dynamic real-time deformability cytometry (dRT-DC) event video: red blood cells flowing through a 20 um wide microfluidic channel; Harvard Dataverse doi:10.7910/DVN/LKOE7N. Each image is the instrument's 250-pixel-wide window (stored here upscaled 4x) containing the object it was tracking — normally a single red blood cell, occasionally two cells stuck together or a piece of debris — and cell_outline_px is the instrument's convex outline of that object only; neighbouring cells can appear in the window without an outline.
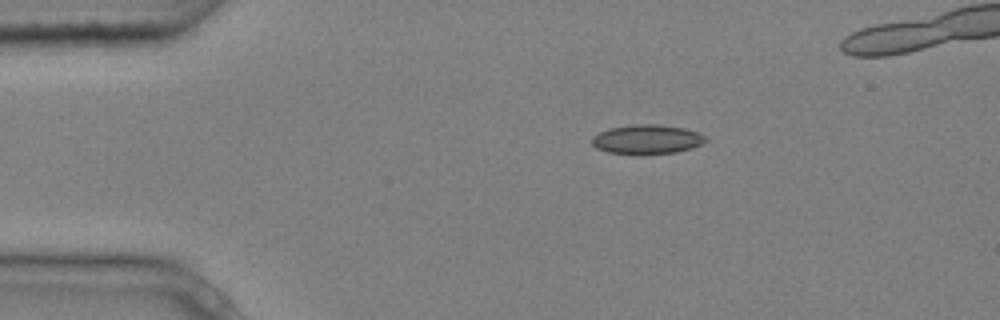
{"species": "common noctule bat (a hibernating species)", "species_latin": "Nyctalus noctula", "temperature_condition": "cold", "stored_images_in_passage": 8, "camera_frame_rate_fps": 3000, "um_per_image_px": 0.085, "animal": {"sex": "male", "body_mass_g": 20.4}, "frame": {"image": 1, "passage_image": 1, "time_ms": 0.0, "image_size_px": [1000, 320], "cell_outline_px": [[708, 140], [692, 148], [676, 152], [608, 152], [596, 148], [592, 144], [592, 136], [608, 128], [636, 124], [656, 124], [684, 128], [696, 132], [704, 136]], "centroid_in_image_um": [54.98, 11.81], "position_along_channel_um": 30.0, "area_um2": 18.73}}
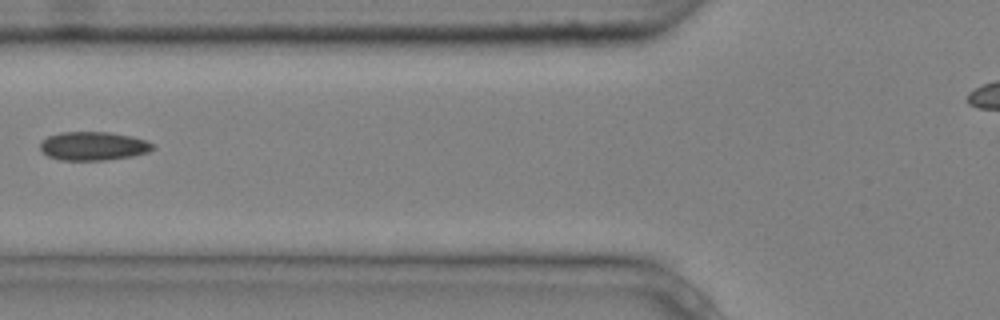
{"frame": {"image": 2, "passage_image": 4, "time_ms": 1.0, "image_size_px": [1000, 320], "cell_outline_px": [[156, 148], [148, 152], [132, 156], [104, 160], [60, 160], [48, 156], [40, 148], [40, 144], [48, 136], [60, 132], [108, 132], [132, 136], [144, 140], [152, 144]], "centroid_in_image_um": [7.94, 12.41], "position_along_channel_um": 117.9, "area_um2": 18.67}}
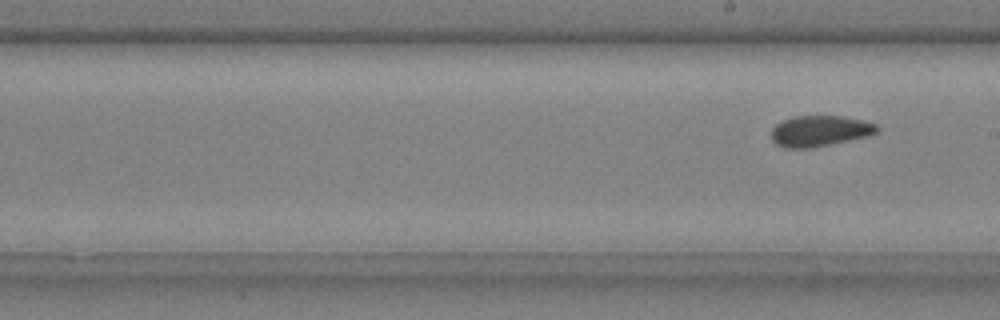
{"frame": {"image": 3, "passage_image": 8, "time_ms": 2.333, "image_size_px": [1000, 320], "cell_outline_px": [[880, 128], [876, 132], [868, 136], [808, 148], [784, 148], [776, 144], [772, 140], [772, 128], [776, 124], [784, 120], [796, 116], [844, 116], [864, 120], [876, 124]], "centroid_in_image_um": [69.68, 11.12], "position_along_channel_um": 219.3, "area_um2": 18.84}}